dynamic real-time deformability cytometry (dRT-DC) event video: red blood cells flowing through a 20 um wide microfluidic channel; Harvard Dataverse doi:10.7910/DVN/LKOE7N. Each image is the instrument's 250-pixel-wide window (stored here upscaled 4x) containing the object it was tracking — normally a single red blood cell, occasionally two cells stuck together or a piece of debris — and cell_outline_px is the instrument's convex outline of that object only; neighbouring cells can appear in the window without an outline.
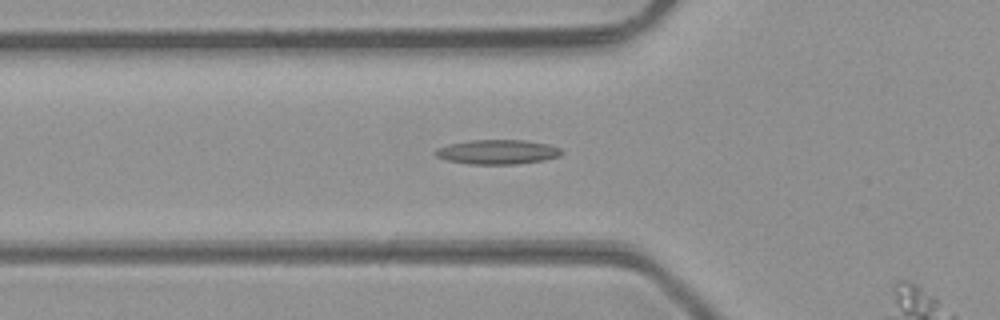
{"species": "common noctule bat (a hibernating species)", "species_latin": "Nyctalus noctula", "temperature_condition": "room temperature", "stored_images_in_passage": 13, "segment_of_instrument_passage": [1, 2], "camera_frame_rate_fps": 3000, "um_per_image_px": 0.085, "animal": {"sex": "male", "body_mass_g": 23.1, "forearm_length_mm": 52.7}, "frame": {"image": 1, "passage_image": 11, "time_ms": 3.333, "image_size_px": [1000, 320], "cell_outline_px": [[564, 152], [560, 156], [544, 160], [516, 164], [468, 164], [448, 160], [436, 156], [432, 152], [436, 148], [448, 144], [468, 140], [524, 140], [548, 144], [560, 148]], "centroid_in_image_um": [42.27, 12.91], "position_along_channel_um": 83.5, "area_um2": 18.15}}